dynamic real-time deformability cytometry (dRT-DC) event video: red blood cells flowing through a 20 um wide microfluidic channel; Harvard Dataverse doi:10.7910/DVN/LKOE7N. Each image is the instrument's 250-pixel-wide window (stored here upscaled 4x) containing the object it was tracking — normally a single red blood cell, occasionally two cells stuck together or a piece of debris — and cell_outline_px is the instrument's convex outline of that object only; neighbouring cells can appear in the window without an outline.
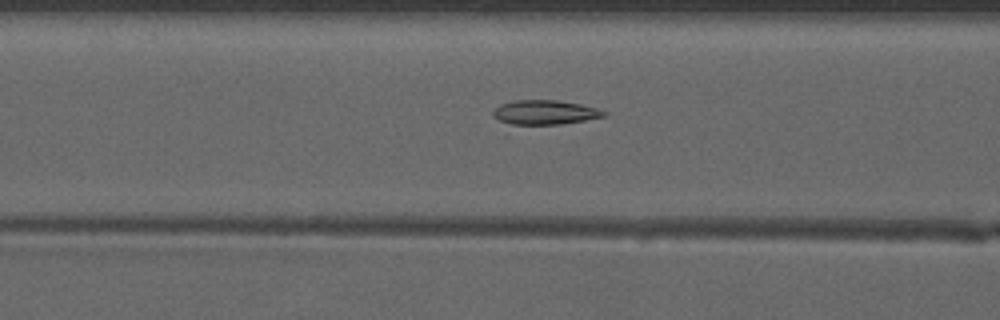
{"species": "common noctule bat (a hibernating species)", "species_latin": "Nyctalus noctula", "temperature_condition": "warm", "stored_images_in_passage": 51, "camera_frame_rate_fps": 3000, "um_per_image_px": 0.085, "animal": {"sex": "male", "forearm_length_mm": 52.5}, "frame": {"image": 1, "passage_image": 22, "time_ms": 7.0, "image_size_px": [1000, 320], "cell_outline_px": [[608, 112], [604, 116], [584, 120], [560, 124], [512, 124], [500, 120], [492, 116], [492, 108], [500, 104], [512, 100], [556, 100], [580, 104], [600, 108]], "centroid_in_image_um": [46.29, 9.53], "position_along_channel_um": 120.3, "area_um2": 15.78}}
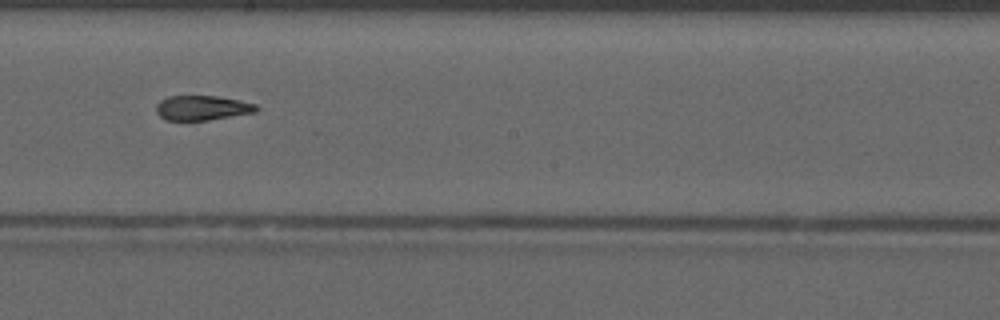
{"frame": {"image": 2, "passage_image": 30, "time_ms": 9.667, "image_size_px": [1000, 320], "cell_outline_px": [[260, 108], [256, 112], [208, 120], [168, 120], [160, 116], [156, 112], [156, 104], [160, 100], [168, 96], [216, 96], [240, 100], [256, 104]], "centroid_in_image_um": [17.2, 9.16], "position_along_channel_um": 231.0, "area_um2": 14.45}}
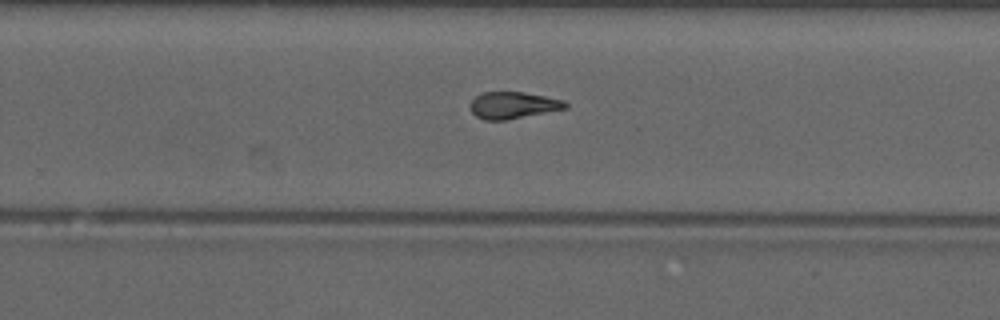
{"frame": {"image": 3, "passage_image": 34, "time_ms": 11.0, "image_size_px": [1000, 320], "cell_outline_px": [[568, 108], [508, 120], [484, 120], [476, 116], [472, 112], [468, 104], [476, 96], [484, 92], [524, 92], [564, 100], [568, 104]], "centroid_in_image_um": [43.61, 8.95], "position_along_channel_um": 286.2, "area_um2": 14.97}}